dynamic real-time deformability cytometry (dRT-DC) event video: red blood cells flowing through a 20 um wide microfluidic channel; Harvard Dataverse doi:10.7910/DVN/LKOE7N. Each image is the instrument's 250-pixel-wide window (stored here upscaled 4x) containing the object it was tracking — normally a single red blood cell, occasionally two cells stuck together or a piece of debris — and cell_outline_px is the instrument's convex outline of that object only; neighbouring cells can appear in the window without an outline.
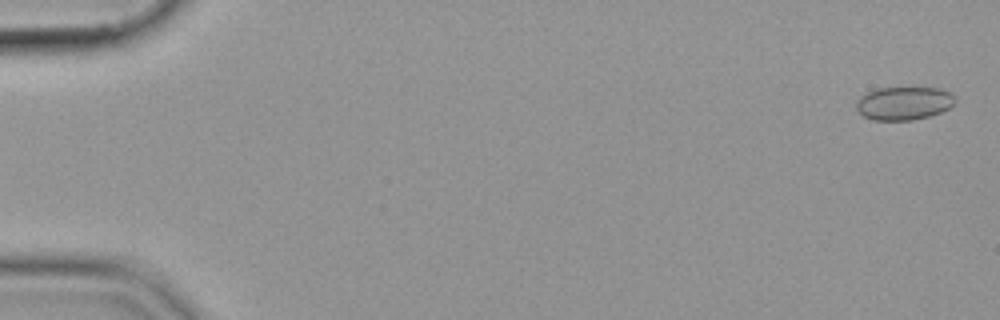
{"species": "common noctule bat (a hibernating species)", "species_latin": "Nyctalus noctula", "temperature_condition": "cold", "stored_images_in_passage": 55, "camera_frame_rate_fps": 3000, "um_per_image_px": 0.085, "animal": {"sex": "female", "body_mass_g": 19.9}, "frame": {"image": 1, "passage_image": 2, "time_ms": 0.333, "image_size_px": [1000, 320], "cell_outline_px": [[956, 100], [948, 108], [940, 112], [928, 116], [912, 120], [872, 120], [864, 116], [856, 108], [856, 100], [860, 96], [876, 88], [936, 88], [948, 92], [956, 96]], "centroid_in_image_um": [76.8, 8.78], "position_along_channel_um": 8.2, "area_um2": 19.02}}
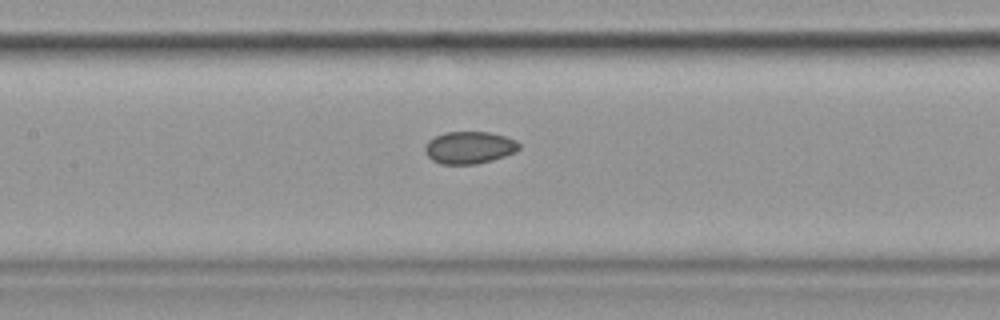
{"frame": {"image": 2, "passage_image": 27, "time_ms": 8.667, "image_size_px": [1000, 320], "cell_outline_px": [[520, 148], [516, 152], [492, 160], [476, 164], [440, 164], [432, 160], [428, 156], [424, 148], [428, 140], [444, 132], [488, 132], [504, 136], [516, 140], [520, 144]], "centroid_in_image_um": [39.89, 12.54], "position_along_channel_um": 167.5, "area_um2": 17.69}}
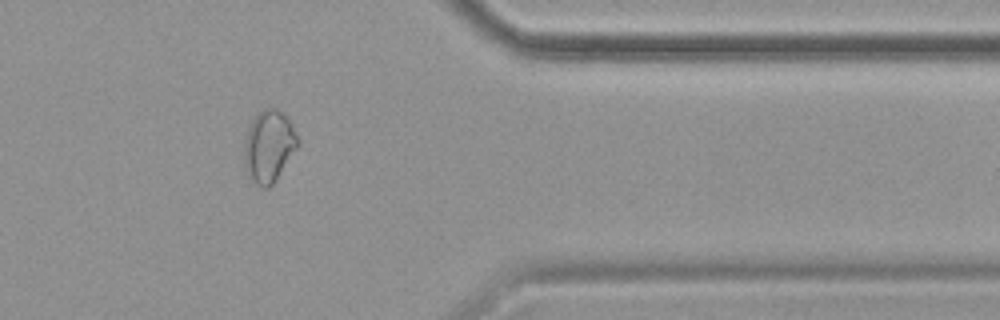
{"frame": {"image": 3, "passage_image": 46, "time_ms": 15.0, "image_size_px": [1000, 320], "cell_outline_px": [[300, 144], [276, 180], [268, 188], [260, 188], [248, 176], [244, 164], [244, 144], [248, 128], [252, 120], [264, 108], [276, 108], [288, 116], [300, 140]], "centroid_in_image_um": [22.87, 12.44], "position_along_channel_um": 388.5, "area_um2": 22.72}}